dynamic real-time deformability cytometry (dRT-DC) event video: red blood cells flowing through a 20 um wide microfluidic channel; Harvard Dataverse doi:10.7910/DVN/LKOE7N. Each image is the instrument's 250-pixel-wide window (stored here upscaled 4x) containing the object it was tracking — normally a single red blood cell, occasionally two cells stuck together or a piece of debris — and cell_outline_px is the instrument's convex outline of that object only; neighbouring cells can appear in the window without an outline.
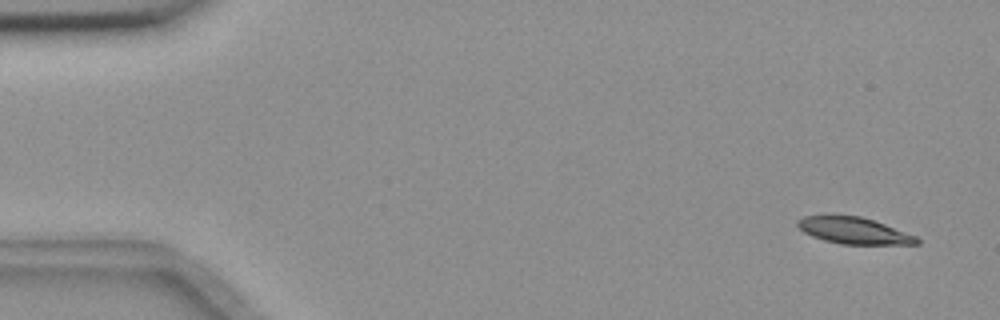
{"species": "common noctule bat (a hibernating species)", "species_latin": "Nyctalus noctula", "temperature_condition": "room temperature", "stored_images_in_passage": 56, "camera_frame_rate_fps": 3000, "um_per_image_px": 0.085, "animal": {"sex": "female", "body_mass_g": 18.4}, "frame": {"image": 1, "passage_image": 3, "time_ms": 0.667, "image_size_px": [1000, 320], "cell_outline_px": [[920, 244], [840, 244], [824, 240], [812, 236], [804, 232], [796, 224], [796, 220], [804, 216], [832, 212], [860, 216], [884, 224], [916, 236], [920, 240]], "centroid_in_image_um": [72.49, 19.55], "position_along_channel_um": 12.5, "area_um2": 18.96}}
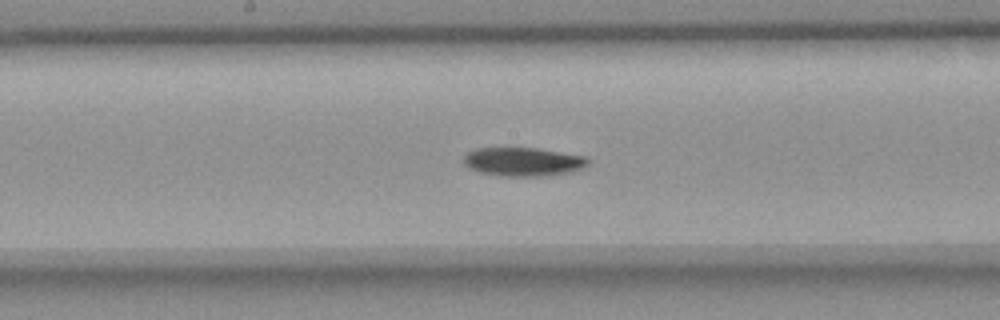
{"frame": {"image": 2, "passage_image": 29, "time_ms": 9.333, "image_size_px": [1000, 320], "cell_outline_px": [[592, 160], [588, 164], [572, 172], [548, 176], [500, 176], [480, 172], [468, 168], [464, 164], [464, 156], [468, 152], [476, 148], [536, 148], [584, 156]], "centroid_in_image_um": [44.47, 13.75], "position_along_channel_um": 203.7, "area_um2": 20.87}}
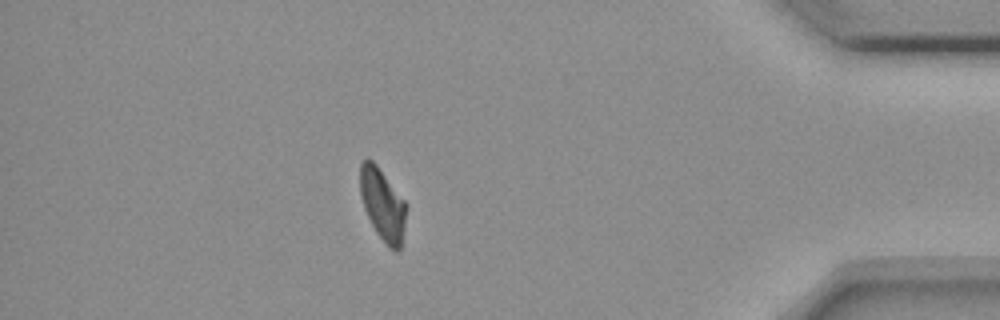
{"frame": {"image": 3, "passage_image": 49, "time_ms": 16.0, "image_size_px": [1000, 320], "cell_outline_px": [[408, 208], [400, 248], [396, 252], [376, 232], [364, 208], [360, 196], [360, 164], [368, 156], [376, 164], [408, 204]], "centroid_in_image_um": [32.53, 17.33], "position_along_channel_um": 402.7, "area_um2": 19.25}, "authors_computed_cell_mechanics": {"area_um2": 20.4612, "velocity_mm_per_s": 3.6392, "shape_relaxation_time_tau1_ms": 6.9218, "shape_relaxation_time_tau2_ms": null, "deformation_change_tau1": 0.1798, "deformation_change_tau2": null}}